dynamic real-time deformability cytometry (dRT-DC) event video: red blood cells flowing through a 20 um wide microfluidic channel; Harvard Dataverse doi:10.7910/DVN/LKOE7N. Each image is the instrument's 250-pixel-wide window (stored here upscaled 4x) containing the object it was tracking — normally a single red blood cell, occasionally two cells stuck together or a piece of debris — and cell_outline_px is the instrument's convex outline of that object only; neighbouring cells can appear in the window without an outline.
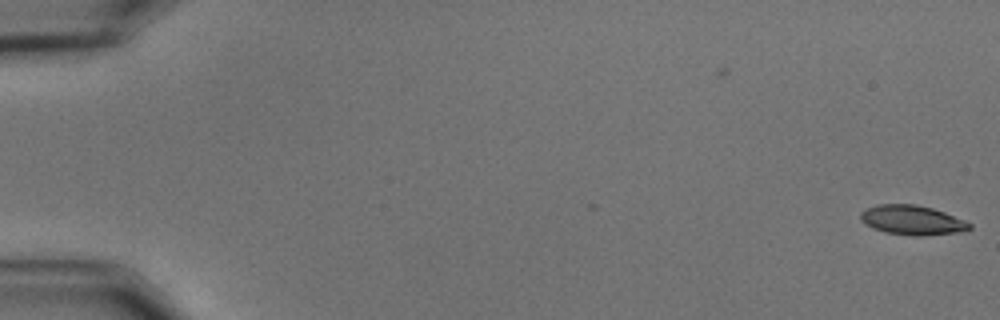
{"species": "common noctule bat (a hibernating species)", "species_latin": "Nyctalus noctula", "temperature_condition": "cold", "stored_images_in_passage": 6, "camera_frame_rate_fps": 3000, "um_per_image_px": 0.085, "animal": {"sex": "male", "body_mass_g": 15.6}, "frame": {"image": 1, "passage_image": 6, "time_ms": 1.667, "image_size_px": [1000, 320], "cell_outline_px": [[972, 228], [960, 232], [920, 236], [912, 236], [884, 232], [872, 228], [864, 224], [860, 220], [860, 212], [876, 204], [916, 204], [932, 208], [944, 212], [964, 220], [972, 224]], "centroid_in_image_um": [77.51, 18.71], "position_along_channel_um": 7.5, "area_um2": 18.9}}